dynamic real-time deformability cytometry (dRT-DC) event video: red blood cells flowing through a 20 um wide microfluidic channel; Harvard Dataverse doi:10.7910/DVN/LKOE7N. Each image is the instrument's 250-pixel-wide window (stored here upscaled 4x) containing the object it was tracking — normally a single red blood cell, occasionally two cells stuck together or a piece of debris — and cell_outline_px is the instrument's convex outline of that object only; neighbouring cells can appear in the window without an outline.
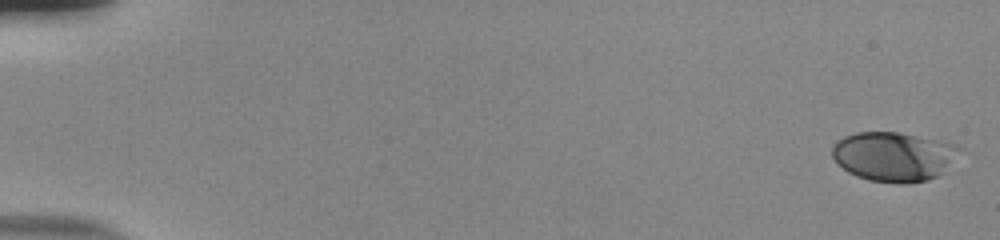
{"species": "human", "species_latin": "Homo sapiens", "temperature_condition": "room temperature", "stored_images_in_passage": 54, "camera_frame_rate_fps": 3000, "um_per_image_px": 0.085, "donor": {"sex": "male"}, "frame": {"image": 1, "passage_image": 1, "time_ms": 0.0, "image_size_px": [1000, 240], "cell_outline_px": [[960, 148], [936, 176], [928, 180], [908, 184], [900, 184], [868, 180], [856, 176], [848, 172], [832, 156], [832, 148], [844, 136], [856, 132], [896, 132], [956, 144]], "centroid_in_image_um": [75.89, 13.31], "position_along_channel_um": 9.1, "area_um2": 35.72}}
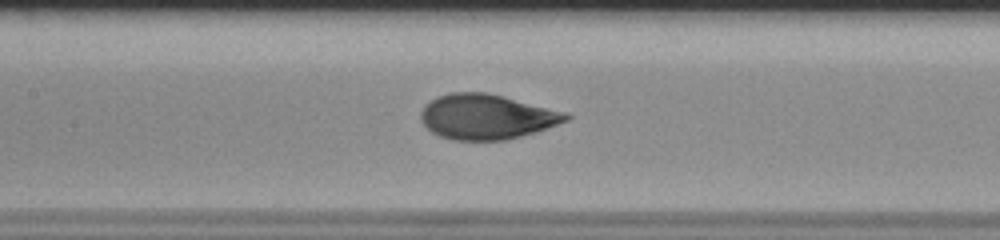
{"frame": {"image": 2, "passage_image": 27, "time_ms": 8.667, "image_size_px": [1000, 240], "cell_outline_px": [[572, 116], [568, 120], [520, 136], [504, 140], [452, 140], [440, 136], [432, 132], [420, 120], [420, 112], [424, 104], [436, 96], [452, 92], [488, 92], [568, 112]], "centroid_in_image_um": [41.33, 9.9], "position_along_channel_um": 166.1, "area_um2": 38.15}}
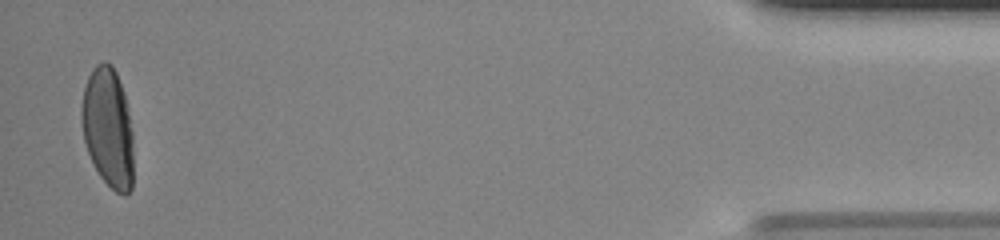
{"frame": {"image": 3, "passage_image": 53, "time_ms": 17.333, "image_size_px": [1000, 240], "cell_outline_px": [[132, 188], [124, 196], [116, 192], [100, 176], [88, 152], [84, 140], [80, 116], [80, 108], [84, 88], [88, 76], [92, 68], [96, 64], [104, 60], [112, 64], [116, 72], [124, 92], [132, 132]], "centroid_in_image_um": [9.16, 10.81], "position_along_channel_um": 426.0, "area_um2": 36.18}, "authors_computed_cell_mechanics": {"area_um2": 36.703, "velocity_mm_per_s": 3.8646, "shape_relaxation_time_tau1_ms": 4.3325, "shape_relaxation_time_tau2_ms": null, "deformation_change_tau1": 0.1998, "deformation_change_tau2": null}}